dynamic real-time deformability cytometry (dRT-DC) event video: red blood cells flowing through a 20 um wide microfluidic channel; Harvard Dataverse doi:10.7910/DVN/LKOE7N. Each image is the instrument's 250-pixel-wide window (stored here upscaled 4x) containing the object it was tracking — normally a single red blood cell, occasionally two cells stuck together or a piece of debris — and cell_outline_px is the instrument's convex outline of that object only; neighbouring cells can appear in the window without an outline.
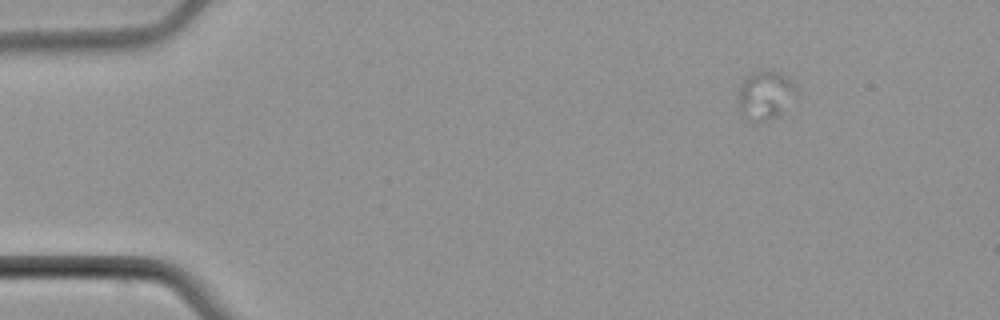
{"species": "common noctule bat (a hibernating species)", "species_latin": "Nyctalus noctula", "temperature_condition": "cold", "stored_images_in_passage": 6, "camera_frame_rate_fps": 3000, "um_per_image_px": 0.085, "animal": {"sex": "male", "body_mass_g": 21.5, "forearm_length_mm": 52.0}, "frame": {"image": 1, "passage_image": 3, "time_ms": 2.333, "image_size_px": [1000, 320], "cell_outline_px": [[796, 92], [780, 116], [756, 124], [748, 120], [744, 116], [740, 108], [740, 84], [744, 76], [760, 68], [768, 68], [780, 72], [788, 76], [792, 80]], "centroid_in_image_um": [65.04, 8.05], "position_along_channel_um": 20.0, "area_um2": 16.88}}
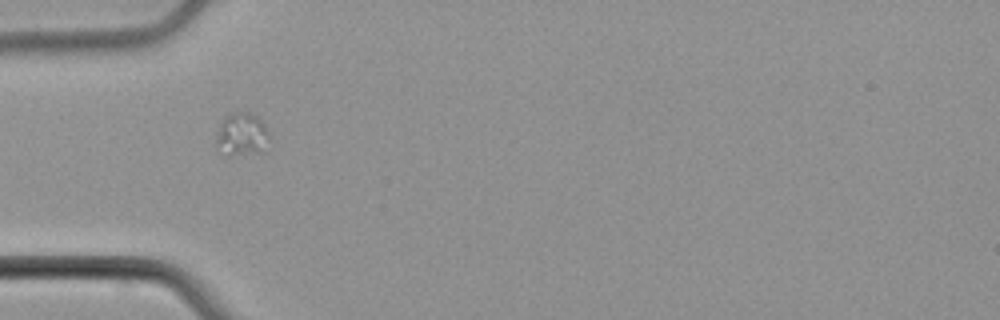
{"frame": {"image": 2, "passage_image": 6, "time_ms": 6.0, "image_size_px": [1000, 320], "cell_outline_px": [[272, 136], [264, 152], [228, 156], [216, 148], [216, 136], [220, 124], [224, 116], [232, 112], [252, 112], [264, 124]], "centroid_in_image_um": [20.58, 11.44], "position_along_channel_um": 64.4, "area_um2": 13.81}}